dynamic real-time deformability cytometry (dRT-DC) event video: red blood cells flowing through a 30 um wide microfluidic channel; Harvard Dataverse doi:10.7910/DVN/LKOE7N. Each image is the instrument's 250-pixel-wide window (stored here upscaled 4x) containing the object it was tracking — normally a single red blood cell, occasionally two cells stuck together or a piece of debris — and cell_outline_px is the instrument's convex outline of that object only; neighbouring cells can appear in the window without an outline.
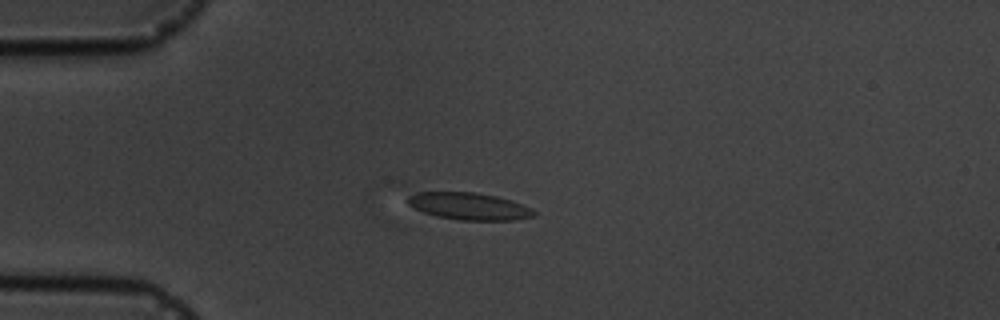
{"species": "common noctule bat (a hibernating species)", "species_latin": "Nyctalus noctula", "temperature_condition": "cold", "stored_images_in_passage": 14, "camera_frame_rate_fps": 3000, "um_per_image_px": 0.085, "animal": {"sex": "male", "body_mass_g": 19.5, "forearm_length_mm": 54.6}, "frame": {"image": 1, "passage_image": 2, "time_ms": 1.333, "image_size_px": [1000, 320], "cell_outline_px": [[536, 216], [512, 220], [456, 220], [436, 216], [424, 212], [408, 204], [404, 184], [472, 192], [496, 196], [512, 200], [532, 208], [536, 212]], "centroid_in_image_um": [39.54, 17.4], "position_along_channel_um": 45.5, "area_um2": 22.08}}
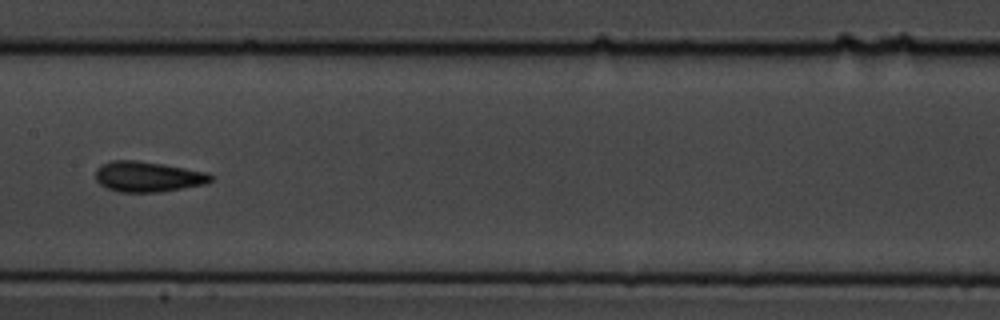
{"frame": {"image": 2, "passage_image": 6, "time_ms": 6.0, "image_size_px": [1000, 320], "cell_outline_px": [[212, 180], [204, 184], [160, 192], [120, 192], [108, 188], [100, 184], [96, 180], [96, 168], [112, 160], [136, 160], [164, 164], [208, 172], [212, 176]], "centroid_in_image_um": [12.57, 15.01], "position_along_channel_um": 194.8, "area_um2": 20.35}}
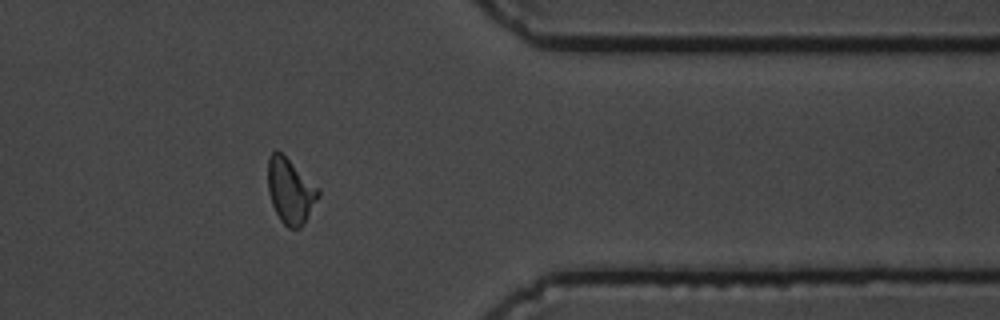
{"frame": {"image": 3, "passage_image": 11, "time_ms": 11.667, "image_size_px": [1000, 320], "cell_outline_px": [[320, 196], [300, 228], [288, 228], [280, 220], [272, 204], [268, 192], [268, 160], [272, 152], [276, 148], [320, 188]], "centroid_in_image_um": [24.68, 16.22], "position_along_channel_um": 386.7, "area_um2": 19.07}, "authors_computed_cell_mechanics": {"area_um2": 19.3341, "velocity_mm_per_s": 3.6338, "shape_relaxation_time_tau1_ms": 2.9053, "shape_relaxation_time_tau2_ms": 2.459, "deformation_change_tau1": 0.0762, "deformation_change_tau2": 0.0568}}